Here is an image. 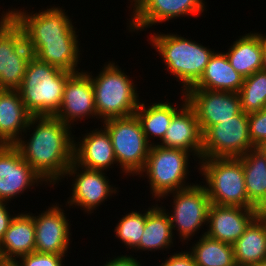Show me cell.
Segmentation results:
<instances>
[{
	"label": "cell",
	"mask_w": 266,
	"mask_h": 266,
	"mask_svg": "<svg viewBox=\"0 0 266 266\" xmlns=\"http://www.w3.org/2000/svg\"><path fill=\"white\" fill-rule=\"evenodd\" d=\"M31 128L29 139L21 136L13 145L44 182L54 186L64 178L74 160L72 127L55 116H32L25 129L26 136Z\"/></svg>",
	"instance_id": "1"
},
{
	"label": "cell",
	"mask_w": 266,
	"mask_h": 266,
	"mask_svg": "<svg viewBox=\"0 0 266 266\" xmlns=\"http://www.w3.org/2000/svg\"><path fill=\"white\" fill-rule=\"evenodd\" d=\"M32 56L18 89L32 116H54L62 103L64 87L72 75Z\"/></svg>",
	"instance_id": "2"
},
{
	"label": "cell",
	"mask_w": 266,
	"mask_h": 266,
	"mask_svg": "<svg viewBox=\"0 0 266 266\" xmlns=\"http://www.w3.org/2000/svg\"><path fill=\"white\" fill-rule=\"evenodd\" d=\"M153 48L163 58L166 69L181 82L182 93L193 87L203 75L214 50L201 43L171 33L150 34Z\"/></svg>",
	"instance_id": "3"
},
{
	"label": "cell",
	"mask_w": 266,
	"mask_h": 266,
	"mask_svg": "<svg viewBox=\"0 0 266 266\" xmlns=\"http://www.w3.org/2000/svg\"><path fill=\"white\" fill-rule=\"evenodd\" d=\"M94 89L97 118L101 122L134 115L140 98L134 81L112 61L103 66L98 76L87 72Z\"/></svg>",
	"instance_id": "4"
},
{
	"label": "cell",
	"mask_w": 266,
	"mask_h": 266,
	"mask_svg": "<svg viewBox=\"0 0 266 266\" xmlns=\"http://www.w3.org/2000/svg\"><path fill=\"white\" fill-rule=\"evenodd\" d=\"M198 163L212 204L255 208L248 200L240 158H202Z\"/></svg>",
	"instance_id": "5"
},
{
	"label": "cell",
	"mask_w": 266,
	"mask_h": 266,
	"mask_svg": "<svg viewBox=\"0 0 266 266\" xmlns=\"http://www.w3.org/2000/svg\"><path fill=\"white\" fill-rule=\"evenodd\" d=\"M21 10L12 9L11 18L23 31L33 56L47 43L78 41L77 29L72 24V19L60 6L38 13Z\"/></svg>",
	"instance_id": "6"
},
{
	"label": "cell",
	"mask_w": 266,
	"mask_h": 266,
	"mask_svg": "<svg viewBox=\"0 0 266 266\" xmlns=\"http://www.w3.org/2000/svg\"><path fill=\"white\" fill-rule=\"evenodd\" d=\"M191 155L182 149L151 145L145 167L139 176L143 177L146 173L154 199L160 201L161 197L168 193L191 186L186 183L187 174L190 172L188 167Z\"/></svg>",
	"instance_id": "7"
},
{
	"label": "cell",
	"mask_w": 266,
	"mask_h": 266,
	"mask_svg": "<svg viewBox=\"0 0 266 266\" xmlns=\"http://www.w3.org/2000/svg\"><path fill=\"white\" fill-rule=\"evenodd\" d=\"M102 123L110 135L120 170L126 175H139L145 167L151 144L137 116L111 118Z\"/></svg>",
	"instance_id": "8"
},
{
	"label": "cell",
	"mask_w": 266,
	"mask_h": 266,
	"mask_svg": "<svg viewBox=\"0 0 266 266\" xmlns=\"http://www.w3.org/2000/svg\"><path fill=\"white\" fill-rule=\"evenodd\" d=\"M248 127V114L243 111L210 126L202 134V158H239L255 148Z\"/></svg>",
	"instance_id": "9"
},
{
	"label": "cell",
	"mask_w": 266,
	"mask_h": 266,
	"mask_svg": "<svg viewBox=\"0 0 266 266\" xmlns=\"http://www.w3.org/2000/svg\"><path fill=\"white\" fill-rule=\"evenodd\" d=\"M173 194V205L171 212H168L171 228L178 230L181 242L192 240L193 235L197 234L202 226L208 225V211L211 205L207 190L204 185L194 184L164 195ZM190 238V239H189ZM188 239V240H187Z\"/></svg>",
	"instance_id": "10"
},
{
	"label": "cell",
	"mask_w": 266,
	"mask_h": 266,
	"mask_svg": "<svg viewBox=\"0 0 266 266\" xmlns=\"http://www.w3.org/2000/svg\"><path fill=\"white\" fill-rule=\"evenodd\" d=\"M33 54L21 28L11 18L0 29V88L18 90Z\"/></svg>",
	"instance_id": "11"
},
{
	"label": "cell",
	"mask_w": 266,
	"mask_h": 266,
	"mask_svg": "<svg viewBox=\"0 0 266 266\" xmlns=\"http://www.w3.org/2000/svg\"><path fill=\"white\" fill-rule=\"evenodd\" d=\"M205 3L203 0H136L132 4L133 12L127 27L131 32H141L181 16H197L206 10Z\"/></svg>",
	"instance_id": "12"
},
{
	"label": "cell",
	"mask_w": 266,
	"mask_h": 266,
	"mask_svg": "<svg viewBox=\"0 0 266 266\" xmlns=\"http://www.w3.org/2000/svg\"><path fill=\"white\" fill-rule=\"evenodd\" d=\"M79 168V169H78ZM82 169V170H81ZM81 170V171H80ZM69 175V176H68ZM103 170H89L77 165L74 161L66 170L64 178L73 177L72 196L66 202L70 206H78L85 213H93L108 197L118 191L112 184ZM114 187V188H113ZM102 202V203H101Z\"/></svg>",
	"instance_id": "13"
},
{
	"label": "cell",
	"mask_w": 266,
	"mask_h": 266,
	"mask_svg": "<svg viewBox=\"0 0 266 266\" xmlns=\"http://www.w3.org/2000/svg\"><path fill=\"white\" fill-rule=\"evenodd\" d=\"M185 96L187 103L195 110L202 134L210 126L232 119L242 111L238 93L188 89Z\"/></svg>",
	"instance_id": "14"
},
{
	"label": "cell",
	"mask_w": 266,
	"mask_h": 266,
	"mask_svg": "<svg viewBox=\"0 0 266 266\" xmlns=\"http://www.w3.org/2000/svg\"><path fill=\"white\" fill-rule=\"evenodd\" d=\"M35 184L39 186L45 182L14 145L4 144L0 148V201L11 202Z\"/></svg>",
	"instance_id": "15"
},
{
	"label": "cell",
	"mask_w": 266,
	"mask_h": 266,
	"mask_svg": "<svg viewBox=\"0 0 266 266\" xmlns=\"http://www.w3.org/2000/svg\"><path fill=\"white\" fill-rule=\"evenodd\" d=\"M83 71L73 73L67 79L61 106L54 115L69 127L83 118H97L91 77Z\"/></svg>",
	"instance_id": "16"
},
{
	"label": "cell",
	"mask_w": 266,
	"mask_h": 266,
	"mask_svg": "<svg viewBox=\"0 0 266 266\" xmlns=\"http://www.w3.org/2000/svg\"><path fill=\"white\" fill-rule=\"evenodd\" d=\"M62 205L56 203L34 216L35 251L40 253L66 255L70 246V223ZM68 249V250H67Z\"/></svg>",
	"instance_id": "17"
},
{
	"label": "cell",
	"mask_w": 266,
	"mask_h": 266,
	"mask_svg": "<svg viewBox=\"0 0 266 266\" xmlns=\"http://www.w3.org/2000/svg\"><path fill=\"white\" fill-rule=\"evenodd\" d=\"M260 214L256 208L210 205L208 211L207 236L233 245L250 223Z\"/></svg>",
	"instance_id": "18"
},
{
	"label": "cell",
	"mask_w": 266,
	"mask_h": 266,
	"mask_svg": "<svg viewBox=\"0 0 266 266\" xmlns=\"http://www.w3.org/2000/svg\"><path fill=\"white\" fill-rule=\"evenodd\" d=\"M162 143L155 144L165 147L182 149L192 156L202 159V131L195 110L186 103L173 117Z\"/></svg>",
	"instance_id": "19"
},
{
	"label": "cell",
	"mask_w": 266,
	"mask_h": 266,
	"mask_svg": "<svg viewBox=\"0 0 266 266\" xmlns=\"http://www.w3.org/2000/svg\"><path fill=\"white\" fill-rule=\"evenodd\" d=\"M73 161L83 168L103 171L116 164L114 148L107 130L98 127L86 133L80 142L74 140Z\"/></svg>",
	"instance_id": "20"
},
{
	"label": "cell",
	"mask_w": 266,
	"mask_h": 266,
	"mask_svg": "<svg viewBox=\"0 0 266 266\" xmlns=\"http://www.w3.org/2000/svg\"><path fill=\"white\" fill-rule=\"evenodd\" d=\"M32 214H15L0 241V262H15L17 258L35 251V224Z\"/></svg>",
	"instance_id": "21"
},
{
	"label": "cell",
	"mask_w": 266,
	"mask_h": 266,
	"mask_svg": "<svg viewBox=\"0 0 266 266\" xmlns=\"http://www.w3.org/2000/svg\"><path fill=\"white\" fill-rule=\"evenodd\" d=\"M32 115L27 111L18 90L0 91V141L13 145L24 136Z\"/></svg>",
	"instance_id": "22"
},
{
	"label": "cell",
	"mask_w": 266,
	"mask_h": 266,
	"mask_svg": "<svg viewBox=\"0 0 266 266\" xmlns=\"http://www.w3.org/2000/svg\"><path fill=\"white\" fill-rule=\"evenodd\" d=\"M244 77L230 64L225 52H214L199 81L189 89L238 93Z\"/></svg>",
	"instance_id": "23"
},
{
	"label": "cell",
	"mask_w": 266,
	"mask_h": 266,
	"mask_svg": "<svg viewBox=\"0 0 266 266\" xmlns=\"http://www.w3.org/2000/svg\"><path fill=\"white\" fill-rule=\"evenodd\" d=\"M241 159L249 202L266 214V153L261 147L250 149Z\"/></svg>",
	"instance_id": "24"
},
{
	"label": "cell",
	"mask_w": 266,
	"mask_h": 266,
	"mask_svg": "<svg viewBox=\"0 0 266 266\" xmlns=\"http://www.w3.org/2000/svg\"><path fill=\"white\" fill-rule=\"evenodd\" d=\"M236 266H251L266 260V214L260 213L233 244Z\"/></svg>",
	"instance_id": "25"
},
{
	"label": "cell",
	"mask_w": 266,
	"mask_h": 266,
	"mask_svg": "<svg viewBox=\"0 0 266 266\" xmlns=\"http://www.w3.org/2000/svg\"><path fill=\"white\" fill-rule=\"evenodd\" d=\"M232 44L225 54L239 74L246 78L261 70L263 34L250 32L239 37Z\"/></svg>",
	"instance_id": "26"
},
{
	"label": "cell",
	"mask_w": 266,
	"mask_h": 266,
	"mask_svg": "<svg viewBox=\"0 0 266 266\" xmlns=\"http://www.w3.org/2000/svg\"><path fill=\"white\" fill-rule=\"evenodd\" d=\"M158 204L152 205L146 211L144 232L137 251H159L170 249L174 243L173 231L168 212Z\"/></svg>",
	"instance_id": "27"
},
{
	"label": "cell",
	"mask_w": 266,
	"mask_h": 266,
	"mask_svg": "<svg viewBox=\"0 0 266 266\" xmlns=\"http://www.w3.org/2000/svg\"><path fill=\"white\" fill-rule=\"evenodd\" d=\"M180 99L182 104L179 105L180 108L173 105L171 102H156L151 103L148 107L141 103L137 107L135 115L140 121L142 130L147 141L153 145L155 142H151L150 138H159L162 140L168 127L170 126L172 117L187 103L185 93H182Z\"/></svg>",
	"instance_id": "28"
},
{
	"label": "cell",
	"mask_w": 266,
	"mask_h": 266,
	"mask_svg": "<svg viewBox=\"0 0 266 266\" xmlns=\"http://www.w3.org/2000/svg\"><path fill=\"white\" fill-rule=\"evenodd\" d=\"M193 244L190 253L197 266H236L233 245L213 239L206 234Z\"/></svg>",
	"instance_id": "29"
},
{
	"label": "cell",
	"mask_w": 266,
	"mask_h": 266,
	"mask_svg": "<svg viewBox=\"0 0 266 266\" xmlns=\"http://www.w3.org/2000/svg\"><path fill=\"white\" fill-rule=\"evenodd\" d=\"M79 45V41L47 43L34 56L41 62L76 73L80 71V68H77L81 54Z\"/></svg>",
	"instance_id": "30"
},
{
	"label": "cell",
	"mask_w": 266,
	"mask_h": 266,
	"mask_svg": "<svg viewBox=\"0 0 266 266\" xmlns=\"http://www.w3.org/2000/svg\"><path fill=\"white\" fill-rule=\"evenodd\" d=\"M241 109L249 114L266 107V72L259 70L244 78L238 92Z\"/></svg>",
	"instance_id": "31"
},
{
	"label": "cell",
	"mask_w": 266,
	"mask_h": 266,
	"mask_svg": "<svg viewBox=\"0 0 266 266\" xmlns=\"http://www.w3.org/2000/svg\"><path fill=\"white\" fill-rule=\"evenodd\" d=\"M144 212L131 211L125 214L114 229L115 237H118L127 248H132L135 251L144 232L146 211Z\"/></svg>",
	"instance_id": "32"
},
{
	"label": "cell",
	"mask_w": 266,
	"mask_h": 266,
	"mask_svg": "<svg viewBox=\"0 0 266 266\" xmlns=\"http://www.w3.org/2000/svg\"><path fill=\"white\" fill-rule=\"evenodd\" d=\"M249 137L254 147H262L266 143V107L258 112L248 114Z\"/></svg>",
	"instance_id": "33"
},
{
	"label": "cell",
	"mask_w": 266,
	"mask_h": 266,
	"mask_svg": "<svg viewBox=\"0 0 266 266\" xmlns=\"http://www.w3.org/2000/svg\"><path fill=\"white\" fill-rule=\"evenodd\" d=\"M65 256L34 251L19 257L15 263L18 266H64L62 263Z\"/></svg>",
	"instance_id": "34"
},
{
	"label": "cell",
	"mask_w": 266,
	"mask_h": 266,
	"mask_svg": "<svg viewBox=\"0 0 266 266\" xmlns=\"http://www.w3.org/2000/svg\"><path fill=\"white\" fill-rule=\"evenodd\" d=\"M183 252V253H182ZM159 266H197L193 255L189 251H181L175 253L169 258L167 257L164 262Z\"/></svg>",
	"instance_id": "35"
},
{
	"label": "cell",
	"mask_w": 266,
	"mask_h": 266,
	"mask_svg": "<svg viewBox=\"0 0 266 266\" xmlns=\"http://www.w3.org/2000/svg\"><path fill=\"white\" fill-rule=\"evenodd\" d=\"M7 203V201H0V241L15 217L10 214Z\"/></svg>",
	"instance_id": "36"
},
{
	"label": "cell",
	"mask_w": 266,
	"mask_h": 266,
	"mask_svg": "<svg viewBox=\"0 0 266 266\" xmlns=\"http://www.w3.org/2000/svg\"><path fill=\"white\" fill-rule=\"evenodd\" d=\"M103 266H142L137 258L132 255H120L118 257H113L109 262L106 261Z\"/></svg>",
	"instance_id": "37"
},
{
	"label": "cell",
	"mask_w": 266,
	"mask_h": 266,
	"mask_svg": "<svg viewBox=\"0 0 266 266\" xmlns=\"http://www.w3.org/2000/svg\"><path fill=\"white\" fill-rule=\"evenodd\" d=\"M261 70L266 72V35H263V52Z\"/></svg>",
	"instance_id": "38"
},
{
	"label": "cell",
	"mask_w": 266,
	"mask_h": 266,
	"mask_svg": "<svg viewBox=\"0 0 266 266\" xmlns=\"http://www.w3.org/2000/svg\"><path fill=\"white\" fill-rule=\"evenodd\" d=\"M4 13V14H3ZM1 14L0 18V29L11 19V10L8 9V11Z\"/></svg>",
	"instance_id": "39"
},
{
	"label": "cell",
	"mask_w": 266,
	"mask_h": 266,
	"mask_svg": "<svg viewBox=\"0 0 266 266\" xmlns=\"http://www.w3.org/2000/svg\"><path fill=\"white\" fill-rule=\"evenodd\" d=\"M0 266H18L15 262H0Z\"/></svg>",
	"instance_id": "40"
},
{
	"label": "cell",
	"mask_w": 266,
	"mask_h": 266,
	"mask_svg": "<svg viewBox=\"0 0 266 266\" xmlns=\"http://www.w3.org/2000/svg\"><path fill=\"white\" fill-rule=\"evenodd\" d=\"M251 266H266V260L261 261L259 263H256L255 265H251Z\"/></svg>",
	"instance_id": "41"
},
{
	"label": "cell",
	"mask_w": 266,
	"mask_h": 266,
	"mask_svg": "<svg viewBox=\"0 0 266 266\" xmlns=\"http://www.w3.org/2000/svg\"><path fill=\"white\" fill-rule=\"evenodd\" d=\"M263 151L266 153V143L261 147Z\"/></svg>",
	"instance_id": "42"
},
{
	"label": "cell",
	"mask_w": 266,
	"mask_h": 266,
	"mask_svg": "<svg viewBox=\"0 0 266 266\" xmlns=\"http://www.w3.org/2000/svg\"><path fill=\"white\" fill-rule=\"evenodd\" d=\"M136 0H130V6L129 7H131L132 6V4L135 2Z\"/></svg>",
	"instance_id": "43"
},
{
	"label": "cell",
	"mask_w": 266,
	"mask_h": 266,
	"mask_svg": "<svg viewBox=\"0 0 266 266\" xmlns=\"http://www.w3.org/2000/svg\"><path fill=\"white\" fill-rule=\"evenodd\" d=\"M4 144L0 141V148L3 146Z\"/></svg>",
	"instance_id": "44"
}]
</instances>
